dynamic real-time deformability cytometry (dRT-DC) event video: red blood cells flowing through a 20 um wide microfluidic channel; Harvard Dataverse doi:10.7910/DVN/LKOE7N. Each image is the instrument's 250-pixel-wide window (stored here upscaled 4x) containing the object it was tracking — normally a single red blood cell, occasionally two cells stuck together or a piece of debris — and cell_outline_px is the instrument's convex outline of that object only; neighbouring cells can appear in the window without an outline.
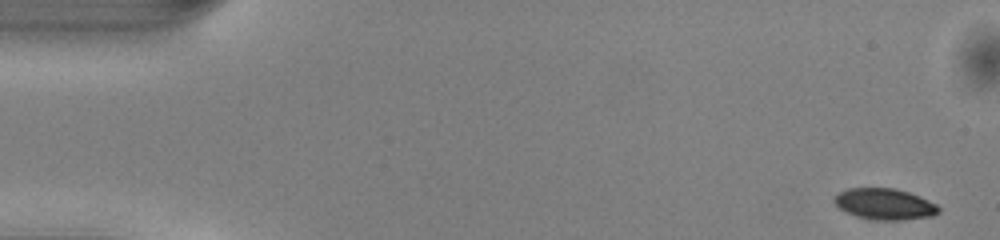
{"species": "common noctule bat (a hibernating species)", "species_latin": "Nyctalus noctula", "temperature_condition": "warm", "stored_images_in_passage": 49, "camera_frame_rate_fps": 3000, "um_per_image_px": 0.085, "animal": {"sex": "male", "body_mass_g": 13.0, "forearm_length_mm": 53.1}, "frame": {"image": 1, "passage_image": 1, "time_ms": 0.0, "image_size_px": [1000, 240], "cell_outline_px": [[940, 212], [932, 216], [900, 220], [876, 220], [856, 216], [844, 212], [832, 200], [840, 192], [848, 188], [896, 188], [920, 196], [936, 204], [940, 208]], "centroid_in_image_um": [75.2, 17.34], "position_along_channel_um": 9.8, "area_um2": 18.96}}
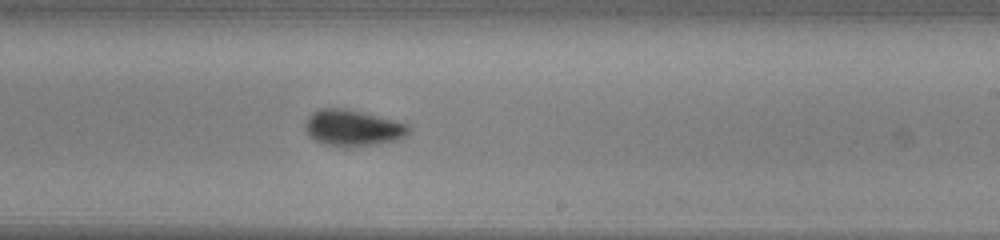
{"frame": {"image": 2, "passage_image": 29, "time_ms": 9.333, "image_size_px": [1000, 240], "cell_outline_px": [[412, 128], [404, 136], [396, 140], [372, 144], [344, 148], [324, 144], [316, 140], [304, 128], [304, 124], [308, 116], [312, 112], [320, 108], [344, 108], [408, 124]], "centroid_in_image_um": [29.95, 10.87], "position_along_channel_um": 259.1, "area_um2": 21.56}}
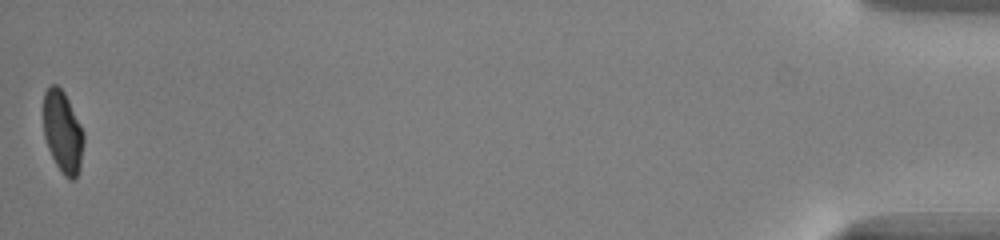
{"frame": {"image": 3, "passage_image": 49, "time_ms": 16.0, "image_size_px": [1000, 240], "cell_outline_px": [[84, 144], [80, 168], [76, 176], [72, 180], [68, 180], [64, 176], [56, 164], [48, 148], [44, 136], [44, 92], [52, 84], [56, 84], [64, 92], [84, 132]], "centroid_in_image_um": [5.34, 11.24], "position_along_channel_um": 429.9, "area_um2": 19.13}, "authors_computed_cell_mechanics": {"area_um2": 20.23, "velocity_mm_per_s": 4.09, "shape_relaxation_time_tau1_ms": 2.2279, "shape_relaxation_time_tau2_ms": 3.3499, "deformation_change_tau1": 0.1176, "deformation_change_tau2": 0.0484}}